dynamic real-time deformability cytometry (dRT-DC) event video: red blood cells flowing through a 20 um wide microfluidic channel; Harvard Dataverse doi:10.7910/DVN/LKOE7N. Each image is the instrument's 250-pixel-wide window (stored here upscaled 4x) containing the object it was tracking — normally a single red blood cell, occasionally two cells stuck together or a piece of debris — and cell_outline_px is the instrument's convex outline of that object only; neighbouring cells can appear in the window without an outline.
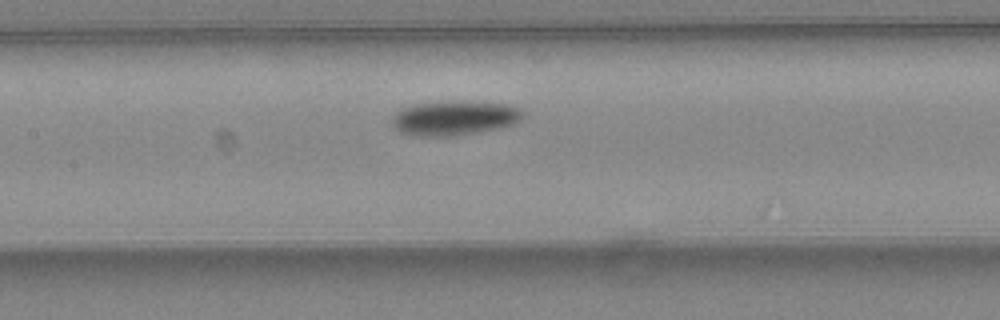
{"species": "common noctule bat (a hibernating species)", "species_latin": "Nyctalus noctula", "temperature_condition": "warm", "stored_images_in_passage": 8, "segment_of_instrument_passage": [2, 2], "camera_frame_rate_fps": 3000, "um_per_image_px": 0.085, "animal": {"sex": "female", "body_mass_g": 24.6, "forearm_length_mm": 56.2}, "frame": {"image": 1, "passage_image": 8, "time_ms": 2.333, "image_size_px": [1000, 320], "cell_outline_px": [[524, 116], [516, 124], [500, 128], [480, 132], [456, 136], [412, 136], [400, 132], [392, 124], [392, 116], [396, 112], [412, 104], [452, 100], [460, 100], [508, 104], [520, 108], [524, 112]], "centroid_in_image_um": [38.66, 10.02], "position_along_channel_um": 168.7, "area_um2": 26.99}}